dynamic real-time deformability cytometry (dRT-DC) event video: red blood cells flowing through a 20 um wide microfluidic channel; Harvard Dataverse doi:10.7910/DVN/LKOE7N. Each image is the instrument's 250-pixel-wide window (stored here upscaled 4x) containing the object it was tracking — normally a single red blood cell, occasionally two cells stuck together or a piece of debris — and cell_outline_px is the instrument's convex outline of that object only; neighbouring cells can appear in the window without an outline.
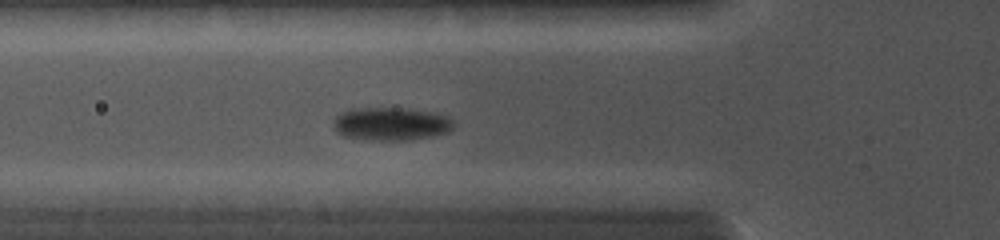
{"species": "common noctule bat (a hibernating species)", "species_latin": "Nyctalus noctula", "temperature_condition": "cold", "stored_images_in_passage": 34, "camera_frame_rate_fps": 5000, "um_per_image_px": 0.085, "animal": {"sex": "female", "body_mass_g": 19.0, "forearm_length_mm": 56.7}, "frame": {"image": 1, "passage_image": 13, "time_ms": 4.6, "image_size_px": [1000, 240], "cell_outline_px": [[456, 124], [448, 132], [432, 136], [412, 140], [364, 140], [344, 136], [336, 132], [332, 124], [332, 120], [340, 112], [348, 108], [404, 108], [432, 112], [448, 116]], "centroid_in_image_um": [33.2, 10.53], "position_along_channel_um": 92.6, "area_um2": 23.64}}
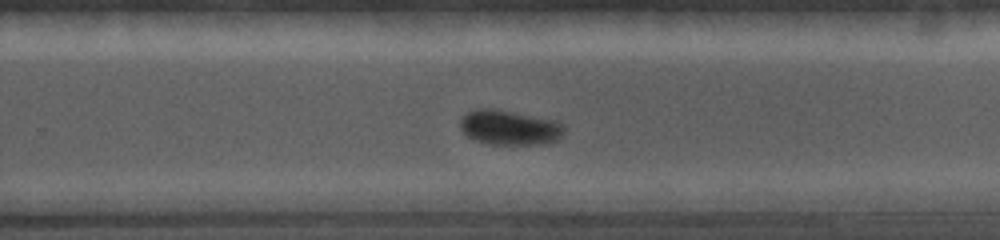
{"frame": {"image": 2, "passage_image": 24, "time_ms": 9.0, "image_size_px": [1000, 240], "cell_outline_px": [[564, 132], [556, 140], [548, 144], [488, 144], [476, 140], [468, 136], [460, 128], [460, 120], [468, 112], [476, 108], [496, 108], [556, 120], [564, 124]], "centroid_in_image_um": [43.33, 10.83], "position_along_channel_um": 286.5, "area_um2": 21.27}}
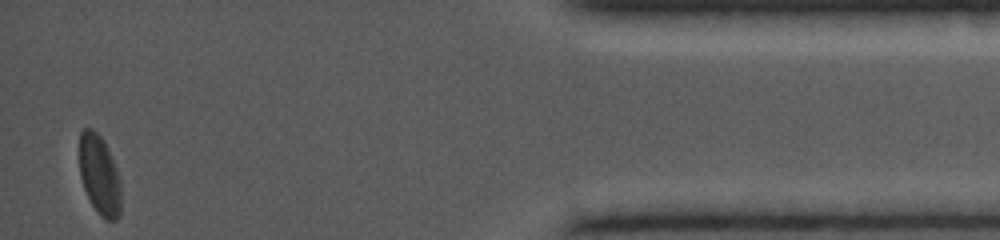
{"frame": {"image": 3, "passage_image": 34, "time_ms": 13.4, "image_size_px": [1000, 240], "cell_outline_px": [[120, 212], [116, 220], [104, 220], [100, 216], [92, 204], [84, 188], [80, 176], [80, 132], [84, 128], [92, 128], [100, 136], [116, 168], [120, 180]], "centroid_in_image_um": [8.45, 14.9], "position_along_channel_um": 426.8, "area_um2": 18.96}}